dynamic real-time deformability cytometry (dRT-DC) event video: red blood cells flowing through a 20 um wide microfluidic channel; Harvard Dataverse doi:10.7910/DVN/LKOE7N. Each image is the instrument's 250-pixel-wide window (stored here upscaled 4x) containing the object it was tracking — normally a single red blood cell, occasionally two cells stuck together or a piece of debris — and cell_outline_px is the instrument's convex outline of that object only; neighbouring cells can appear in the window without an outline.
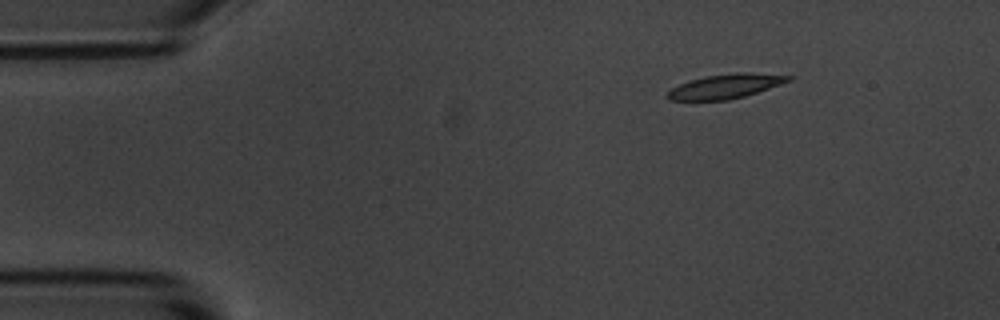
{"species": "common noctule bat (a hibernating species)", "species_latin": "Nyctalus noctula", "temperature_condition": "room temperature", "stored_images_in_passage": 5, "camera_frame_rate_fps": 3000, "um_per_image_px": 0.085, "animal": {"sex": "male", "body_mass_g": 20.1, "forearm_length_mm": 53.5}, "frame": {"image": 1, "passage_image": 1, "time_ms": 0.0, "image_size_px": [1000, 320], "cell_outline_px": [[792, 80], [744, 96], [728, 100], [668, 100], [668, 92], [672, 88], [688, 80], [704, 76], [736, 72], [748, 72], [792, 76]], "centroid_in_image_um": [61.65, 7.32], "position_along_channel_um": 23.3, "area_um2": 16.99}}
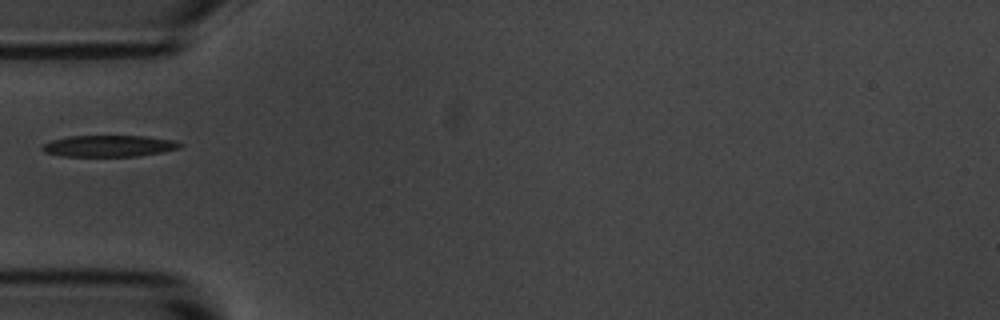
{"frame": {"image": 2, "passage_image": 4, "time_ms": 3.333, "image_size_px": [1000, 320], "cell_outline_px": [[184, 144], [180, 148], [160, 152], [136, 156], [60, 156], [44, 152], [40, 148], [44, 144], [52, 140], [72, 136], [148, 136], [176, 140]], "centroid_in_image_um": [9.29, 12.4], "position_along_channel_um": 75.7, "area_um2": 17.22}}